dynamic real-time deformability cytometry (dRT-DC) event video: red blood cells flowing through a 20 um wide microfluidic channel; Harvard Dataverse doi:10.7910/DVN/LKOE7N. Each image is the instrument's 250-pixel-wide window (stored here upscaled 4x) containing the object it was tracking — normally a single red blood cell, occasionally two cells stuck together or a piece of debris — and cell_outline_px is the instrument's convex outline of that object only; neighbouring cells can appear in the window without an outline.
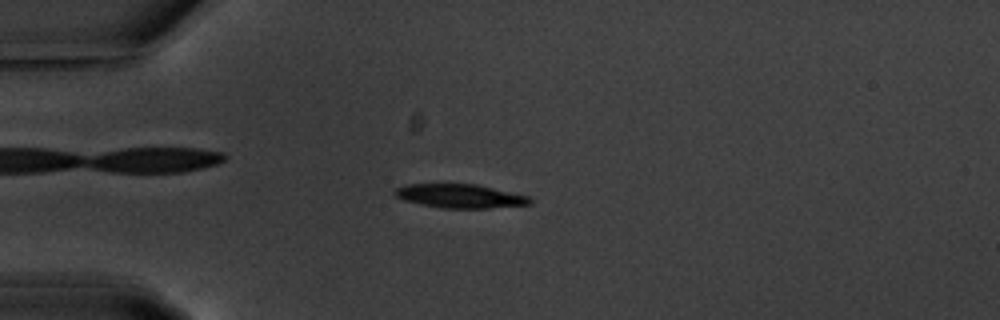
{"species": "common noctule bat (a hibernating species)", "species_latin": "Nyctalus noctula", "temperature_condition": "warm", "stored_images_in_passage": 55, "camera_frame_rate_fps": 3000, "um_per_image_px": 0.085, "animal": {"sex": "male", "body_mass_g": 20.1, "forearm_length_mm": 53.5}, "frame": {"image": 1, "passage_image": 14, "time_ms": 4.333, "image_size_px": [1000, 320], "cell_outline_px": [[532, 204], [488, 208], [440, 208], [420, 204], [404, 200], [396, 196], [392, 192], [396, 188], [408, 184], [476, 184], [528, 196], [532, 200]], "centroid_in_image_um": [39.08, 16.67], "position_along_channel_um": 45.9, "area_um2": 18.67}}
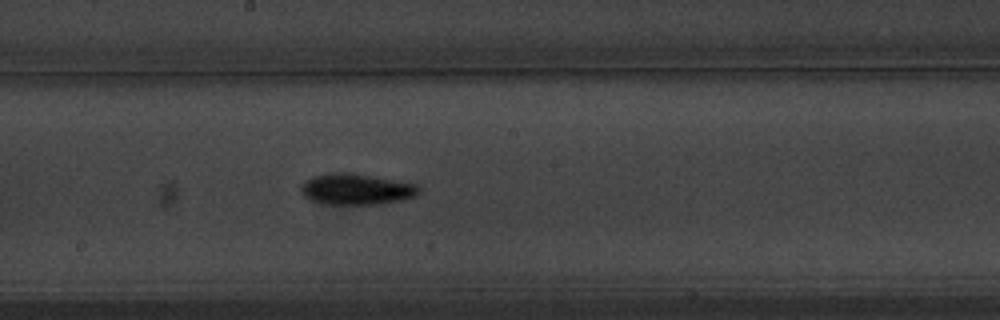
{"frame": {"image": 2, "passage_image": 30, "time_ms": 9.667, "image_size_px": [1000, 320], "cell_outline_px": [[420, 192], [416, 196], [400, 200], [380, 204], [320, 204], [304, 196], [300, 192], [300, 188], [304, 180], [316, 176], [332, 172], [352, 172], [416, 184], [420, 188]], "centroid_in_image_um": [30.27, 16.08], "position_along_channel_um": 217.9, "area_um2": 21.44}}
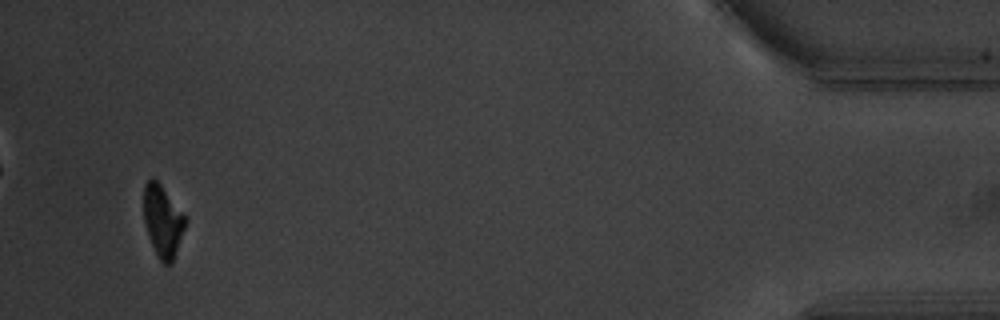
{"frame": {"image": 3, "passage_image": 53, "time_ms": 17.333, "image_size_px": [1000, 320], "cell_outline_px": [[188, 220], [172, 264], [164, 264], [160, 260], [152, 244], [144, 220], [144, 184], [152, 176], [160, 184], [184, 212]], "centroid_in_image_um": [13.87, 18.77], "position_along_channel_um": 421.3, "area_um2": 17.4}, "authors_computed_cell_mechanics": {"area_um2": 19.074, "velocity_mm_per_s": 3.6109, "shape_relaxation_time_tau1_ms": 2.2595, "shape_relaxation_time_tau2_ms": null, "deformation_change_tau1": 0.1406, "deformation_change_tau2": null}}